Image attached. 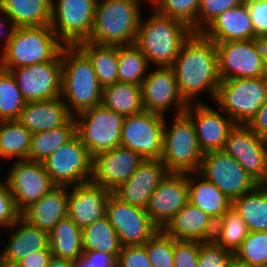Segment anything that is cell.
<instances>
[{"label": "cell", "instance_id": "f6af8a7d", "mask_svg": "<svg viewBox=\"0 0 267 267\" xmlns=\"http://www.w3.org/2000/svg\"><path fill=\"white\" fill-rule=\"evenodd\" d=\"M244 2V0H200L197 33H201L221 13Z\"/></svg>", "mask_w": 267, "mask_h": 267}, {"label": "cell", "instance_id": "8fae6325", "mask_svg": "<svg viewBox=\"0 0 267 267\" xmlns=\"http://www.w3.org/2000/svg\"><path fill=\"white\" fill-rule=\"evenodd\" d=\"M198 173L216 185L232 201L259 184L224 150L204 153Z\"/></svg>", "mask_w": 267, "mask_h": 267}, {"label": "cell", "instance_id": "4dcf8cb0", "mask_svg": "<svg viewBox=\"0 0 267 267\" xmlns=\"http://www.w3.org/2000/svg\"><path fill=\"white\" fill-rule=\"evenodd\" d=\"M104 107L122 115H135L144 111L141 85L117 82L102 88Z\"/></svg>", "mask_w": 267, "mask_h": 267}, {"label": "cell", "instance_id": "e575fe53", "mask_svg": "<svg viewBox=\"0 0 267 267\" xmlns=\"http://www.w3.org/2000/svg\"><path fill=\"white\" fill-rule=\"evenodd\" d=\"M76 135V122L72 117L66 124L45 132L33 133L28 160L43 162L48 156Z\"/></svg>", "mask_w": 267, "mask_h": 267}, {"label": "cell", "instance_id": "6da1fadb", "mask_svg": "<svg viewBox=\"0 0 267 267\" xmlns=\"http://www.w3.org/2000/svg\"><path fill=\"white\" fill-rule=\"evenodd\" d=\"M171 67L179 92L188 104L199 103L196 98L203 91L215 99L221 81L215 42L202 33H192Z\"/></svg>", "mask_w": 267, "mask_h": 267}, {"label": "cell", "instance_id": "ee69618b", "mask_svg": "<svg viewBox=\"0 0 267 267\" xmlns=\"http://www.w3.org/2000/svg\"><path fill=\"white\" fill-rule=\"evenodd\" d=\"M234 253L214 240L200 242L197 267H230Z\"/></svg>", "mask_w": 267, "mask_h": 267}, {"label": "cell", "instance_id": "f907efd6", "mask_svg": "<svg viewBox=\"0 0 267 267\" xmlns=\"http://www.w3.org/2000/svg\"><path fill=\"white\" fill-rule=\"evenodd\" d=\"M74 262L75 267H117V260L111 254L99 251H83Z\"/></svg>", "mask_w": 267, "mask_h": 267}, {"label": "cell", "instance_id": "7402d4cb", "mask_svg": "<svg viewBox=\"0 0 267 267\" xmlns=\"http://www.w3.org/2000/svg\"><path fill=\"white\" fill-rule=\"evenodd\" d=\"M167 173L161 160H145L112 193L122 202L146 209L151 195Z\"/></svg>", "mask_w": 267, "mask_h": 267}, {"label": "cell", "instance_id": "4316f807", "mask_svg": "<svg viewBox=\"0 0 267 267\" xmlns=\"http://www.w3.org/2000/svg\"><path fill=\"white\" fill-rule=\"evenodd\" d=\"M201 33L215 43L255 39L247 4L221 13Z\"/></svg>", "mask_w": 267, "mask_h": 267}, {"label": "cell", "instance_id": "ba28073f", "mask_svg": "<svg viewBox=\"0 0 267 267\" xmlns=\"http://www.w3.org/2000/svg\"><path fill=\"white\" fill-rule=\"evenodd\" d=\"M74 119L76 135L92 157L120 146L122 115L100 104L74 116Z\"/></svg>", "mask_w": 267, "mask_h": 267}, {"label": "cell", "instance_id": "e0dca14e", "mask_svg": "<svg viewBox=\"0 0 267 267\" xmlns=\"http://www.w3.org/2000/svg\"><path fill=\"white\" fill-rule=\"evenodd\" d=\"M149 73V74H148ZM142 104L145 111L165 115L172 105L177 108L176 115L185 113L188 103L181 96L172 67H158L147 72L141 85Z\"/></svg>", "mask_w": 267, "mask_h": 267}, {"label": "cell", "instance_id": "816d5d0a", "mask_svg": "<svg viewBox=\"0 0 267 267\" xmlns=\"http://www.w3.org/2000/svg\"><path fill=\"white\" fill-rule=\"evenodd\" d=\"M52 257L50 246L46 249L32 252L18 261L13 267H47Z\"/></svg>", "mask_w": 267, "mask_h": 267}, {"label": "cell", "instance_id": "8992f818", "mask_svg": "<svg viewBox=\"0 0 267 267\" xmlns=\"http://www.w3.org/2000/svg\"><path fill=\"white\" fill-rule=\"evenodd\" d=\"M203 155L194 122L186 113L176 115L169 129L164 120L163 153L160 160L168 172L196 174Z\"/></svg>", "mask_w": 267, "mask_h": 267}, {"label": "cell", "instance_id": "c3c4849f", "mask_svg": "<svg viewBox=\"0 0 267 267\" xmlns=\"http://www.w3.org/2000/svg\"><path fill=\"white\" fill-rule=\"evenodd\" d=\"M116 263L117 267H152L145 245L122 247Z\"/></svg>", "mask_w": 267, "mask_h": 267}, {"label": "cell", "instance_id": "4fadbf2b", "mask_svg": "<svg viewBox=\"0 0 267 267\" xmlns=\"http://www.w3.org/2000/svg\"><path fill=\"white\" fill-rule=\"evenodd\" d=\"M221 80L266 77L259 39L215 43Z\"/></svg>", "mask_w": 267, "mask_h": 267}, {"label": "cell", "instance_id": "b9f144b4", "mask_svg": "<svg viewBox=\"0 0 267 267\" xmlns=\"http://www.w3.org/2000/svg\"><path fill=\"white\" fill-rule=\"evenodd\" d=\"M234 257L246 264L267 266V231H249Z\"/></svg>", "mask_w": 267, "mask_h": 267}, {"label": "cell", "instance_id": "6f0895ef", "mask_svg": "<svg viewBox=\"0 0 267 267\" xmlns=\"http://www.w3.org/2000/svg\"><path fill=\"white\" fill-rule=\"evenodd\" d=\"M230 267H261V266L246 264V263L240 262L234 257Z\"/></svg>", "mask_w": 267, "mask_h": 267}, {"label": "cell", "instance_id": "d4e9b609", "mask_svg": "<svg viewBox=\"0 0 267 267\" xmlns=\"http://www.w3.org/2000/svg\"><path fill=\"white\" fill-rule=\"evenodd\" d=\"M72 117L63 98L58 97L26 102L17 121L33 134L62 126Z\"/></svg>", "mask_w": 267, "mask_h": 267}, {"label": "cell", "instance_id": "d6986e66", "mask_svg": "<svg viewBox=\"0 0 267 267\" xmlns=\"http://www.w3.org/2000/svg\"><path fill=\"white\" fill-rule=\"evenodd\" d=\"M188 202L187 173L168 172L151 195L146 212L151 221L163 229Z\"/></svg>", "mask_w": 267, "mask_h": 267}, {"label": "cell", "instance_id": "5b68a950", "mask_svg": "<svg viewBox=\"0 0 267 267\" xmlns=\"http://www.w3.org/2000/svg\"><path fill=\"white\" fill-rule=\"evenodd\" d=\"M64 45L50 25L18 27L7 48L1 53L0 67L13 68L52 61Z\"/></svg>", "mask_w": 267, "mask_h": 267}, {"label": "cell", "instance_id": "277c9868", "mask_svg": "<svg viewBox=\"0 0 267 267\" xmlns=\"http://www.w3.org/2000/svg\"><path fill=\"white\" fill-rule=\"evenodd\" d=\"M139 2L142 0H97L88 41L99 45L134 44L142 18Z\"/></svg>", "mask_w": 267, "mask_h": 267}, {"label": "cell", "instance_id": "1f68e13d", "mask_svg": "<svg viewBox=\"0 0 267 267\" xmlns=\"http://www.w3.org/2000/svg\"><path fill=\"white\" fill-rule=\"evenodd\" d=\"M52 256L75 261L83 254L82 229L68 216L49 232Z\"/></svg>", "mask_w": 267, "mask_h": 267}, {"label": "cell", "instance_id": "ac0fdd59", "mask_svg": "<svg viewBox=\"0 0 267 267\" xmlns=\"http://www.w3.org/2000/svg\"><path fill=\"white\" fill-rule=\"evenodd\" d=\"M144 161L140 154L123 146L100 152L92 157L90 182L112 192L128 180Z\"/></svg>", "mask_w": 267, "mask_h": 267}, {"label": "cell", "instance_id": "f5cc1de1", "mask_svg": "<svg viewBox=\"0 0 267 267\" xmlns=\"http://www.w3.org/2000/svg\"><path fill=\"white\" fill-rule=\"evenodd\" d=\"M246 125L257 136L267 140V99Z\"/></svg>", "mask_w": 267, "mask_h": 267}, {"label": "cell", "instance_id": "cb8c5ba5", "mask_svg": "<svg viewBox=\"0 0 267 267\" xmlns=\"http://www.w3.org/2000/svg\"><path fill=\"white\" fill-rule=\"evenodd\" d=\"M215 227L216 221L211 216L188 202L163 230L175 240L204 242L213 240Z\"/></svg>", "mask_w": 267, "mask_h": 267}, {"label": "cell", "instance_id": "83f0119b", "mask_svg": "<svg viewBox=\"0 0 267 267\" xmlns=\"http://www.w3.org/2000/svg\"><path fill=\"white\" fill-rule=\"evenodd\" d=\"M68 191L67 186H54L26 208L21 217L30 225L50 232L60 220L68 216Z\"/></svg>", "mask_w": 267, "mask_h": 267}, {"label": "cell", "instance_id": "52a82bcc", "mask_svg": "<svg viewBox=\"0 0 267 267\" xmlns=\"http://www.w3.org/2000/svg\"><path fill=\"white\" fill-rule=\"evenodd\" d=\"M267 99V77L221 80L214 101L236 124L246 125Z\"/></svg>", "mask_w": 267, "mask_h": 267}, {"label": "cell", "instance_id": "60d3db41", "mask_svg": "<svg viewBox=\"0 0 267 267\" xmlns=\"http://www.w3.org/2000/svg\"><path fill=\"white\" fill-rule=\"evenodd\" d=\"M149 3L157 13L181 21L197 33L200 0H150Z\"/></svg>", "mask_w": 267, "mask_h": 267}, {"label": "cell", "instance_id": "2e32d148", "mask_svg": "<svg viewBox=\"0 0 267 267\" xmlns=\"http://www.w3.org/2000/svg\"><path fill=\"white\" fill-rule=\"evenodd\" d=\"M4 180L20 213L55 186L44 164L28 159L15 160Z\"/></svg>", "mask_w": 267, "mask_h": 267}, {"label": "cell", "instance_id": "9a60e30c", "mask_svg": "<svg viewBox=\"0 0 267 267\" xmlns=\"http://www.w3.org/2000/svg\"><path fill=\"white\" fill-rule=\"evenodd\" d=\"M105 216L117 232L122 247L144 245L159 230L146 209L122 202L113 193L107 200Z\"/></svg>", "mask_w": 267, "mask_h": 267}, {"label": "cell", "instance_id": "7dc6e473", "mask_svg": "<svg viewBox=\"0 0 267 267\" xmlns=\"http://www.w3.org/2000/svg\"><path fill=\"white\" fill-rule=\"evenodd\" d=\"M20 217L21 213L16 208L6 180H0V227L9 228Z\"/></svg>", "mask_w": 267, "mask_h": 267}, {"label": "cell", "instance_id": "8d00e7d4", "mask_svg": "<svg viewBox=\"0 0 267 267\" xmlns=\"http://www.w3.org/2000/svg\"><path fill=\"white\" fill-rule=\"evenodd\" d=\"M31 137L32 133L17 120L0 121V157L28 159Z\"/></svg>", "mask_w": 267, "mask_h": 267}, {"label": "cell", "instance_id": "f35d334b", "mask_svg": "<svg viewBox=\"0 0 267 267\" xmlns=\"http://www.w3.org/2000/svg\"><path fill=\"white\" fill-rule=\"evenodd\" d=\"M248 233L245 221L231 206L216 222L213 240L224 249L235 253Z\"/></svg>", "mask_w": 267, "mask_h": 267}, {"label": "cell", "instance_id": "11a10c76", "mask_svg": "<svg viewBox=\"0 0 267 267\" xmlns=\"http://www.w3.org/2000/svg\"><path fill=\"white\" fill-rule=\"evenodd\" d=\"M47 267H75V262L52 256L48 261Z\"/></svg>", "mask_w": 267, "mask_h": 267}, {"label": "cell", "instance_id": "ffe728a7", "mask_svg": "<svg viewBox=\"0 0 267 267\" xmlns=\"http://www.w3.org/2000/svg\"><path fill=\"white\" fill-rule=\"evenodd\" d=\"M223 150L236 159L258 183L263 179L267 140L257 136L247 125L236 124Z\"/></svg>", "mask_w": 267, "mask_h": 267}, {"label": "cell", "instance_id": "836d02e7", "mask_svg": "<svg viewBox=\"0 0 267 267\" xmlns=\"http://www.w3.org/2000/svg\"><path fill=\"white\" fill-rule=\"evenodd\" d=\"M232 206L251 232L267 231V188L257 186L232 201Z\"/></svg>", "mask_w": 267, "mask_h": 267}, {"label": "cell", "instance_id": "3957f363", "mask_svg": "<svg viewBox=\"0 0 267 267\" xmlns=\"http://www.w3.org/2000/svg\"><path fill=\"white\" fill-rule=\"evenodd\" d=\"M192 33L186 24L154 10L146 22L140 19L134 44L147 57L149 64L154 62L158 67H171Z\"/></svg>", "mask_w": 267, "mask_h": 267}, {"label": "cell", "instance_id": "db71d44e", "mask_svg": "<svg viewBox=\"0 0 267 267\" xmlns=\"http://www.w3.org/2000/svg\"><path fill=\"white\" fill-rule=\"evenodd\" d=\"M0 13L2 14V16L0 17V18H2V19H0V20H2V21H0V39H1V37L4 38V36H5L4 47L2 49V52H3L7 48L10 40L13 38L14 32L17 30L18 27L6 15V13L4 12V9L2 8L1 4H0ZM3 18H4V22H5V19H6V21H8L7 23H10V26H11V27L8 26L9 27V30H8V28H6V31L5 32L3 30H1V28L3 29L4 28V25L6 24V23H3Z\"/></svg>", "mask_w": 267, "mask_h": 267}, {"label": "cell", "instance_id": "30bf717a", "mask_svg": "<svg viewBox=\"0 0 267 267\" xmlns=\"http://www.w3.org/2000/svg\"><path fill=\"white\" fill-rule=\"evenodd\" d=\"M42 163L55 186L73 187L91 180L92 156L77 135Z\"/></svg>", "mask_w": 267, "mask_h": 267}, {"label": "cell", "instance_id": "7bdbcfd3", "mask_svg": "<svg viewBox=\"0 0 267 267\" xmlns=\"http://www.w3.org/2000/svg\"><path fill=\"white\" fill-rule=\"evenodd\" d=\"M152 267H174L173 238L159 229L145 244Z\"/></svg>", "mask_w": 267, "mask_h": 267}, {"label": "cell", "instance_id": "7c38bea8", "mask_svg": "<svg viewBox=\"0 0 267 267\" xmlns=\"http://www.w3.org/2000/svg\"><path fill=\"white\" fill-rule=\"evenodd\" d=\"M164 117L145 110L124 117L120 146L137 152L145 160H160L163 153Z\"/></svg>", "mask_w": 267, "mask_h": 267}, {"label": "cell", "instance_id": "f546056e", "mask_svg": "<svg viewBox=\"0 0 267 267\" xmlns=\"http://www.w3.org/2000/svg\"><path fill=\"white\" fill-rule=\"evenodd\" d=\"M17 27L50 25L52 0H0Z\"/></svg>", "mask_w": 267, "mask_h": 267}, {"label": "cell", "instance_id": "9f6ffc18", "mask_svg": "<svg viewBox=\"0 0 267 267\" xmlns=\"http://www.w3.org/2000/svg\"><path fill=\"white\" fill-rule=\"evenodd\" d=\"M259 41L263 53L264 72L267 77V36L259 38Z\"/></svg>", "mask_w": 267, "mask_h": 267}, {"label": "cell", "instance_id": "bcb514c9", "mask_svg": "<svg viewBox=\"0 0 267 267\" xmlns=\"http://www.w3.org/2000/svg\"><path fill=\"white\" fill-rule=\"evenodd\" d=\"M199 241L175 240L173 238L174 267H197Z\"/></svg>", "mask_w": 267, "mask_h": 267}, {"label": "cell", "instance_id": "7a4b0ae2", "mask_svg": "<svg viewBox=\"0 0 267 267\" xmlns=\"http://www.w3.org/2000/svg\"><path fill=\"white\" fill-rule=\"evenodd\" d=\"M61 97L74 117L102 103V87L89 57L78 46L61 49Z\"/></svg>", "mask_w": 267, "mask_h": 267}, {"label": "cell", "instance_id": "44dd1931", "mask_svg": "<svg viewBox=\"0 0 267 267\" xmlns=\"http://www.w3.org/2000/svg\"><path fill=\"white\" fill-rule=\"evenodd\" d=\"M185 113L194 122L198 143L203 153L224 149L228 135L236 126L230 117L224 116L202 101L188 104Z\"/></svg>", "mask_w": 267, "mask_h": 267}, {"label": "cell", "instance_id": "74e56055", "mask_svg": "<svg viewBox=\"0 0 267 267\" xmlns=\"http://www.w3.org/2000/svg\"><path fill=\"white\" fill-rule=\"evenodd\" d=\"M149 66L147 57L135 44L118 46V82L142 85Z\"/></svg>", "mask_w": 267, "mask_h": 267}, {"label": "cell", "instance_id": "681fc988", "mask_svg": "<svg viewBox=\"0 0 267 267\" xmlns=\"http://www.w3.org/2000/svg\"><path fill=\"white\" fill-rule=\"evenodd\" d=\"M250 14L255 39L267 36V0L245 1Z\"/></svg>", "mask_w": 267, "mask_h": 267}, {"label": "cell", "instance_id": "603a6c76", "mask_svg": "<svg viewBox=\"0 0 267 267\" xmlns=\"http://www.w3.org/2000/svg\"><path fill=\"white\" fill-rule=\"evenodd\" d=\"M111 193L92 182L69 187L68 217L81 229L102 219L106 215V203Z\"/></svg>", "mask_w": 267, "mask_h": 267}, {"label": "cell", "instance_id": "ab89813d", "mask_svg": "<svg viewBox=\"0 0 267 267\" xmlns=\"http://www.w3.org/2000/svg\"><path fill=\"white\" fill-rule=\"evenodd\" d=\"M25 103L13 74L0 67V121L17 120Z\"/></svg>", "mask_w": 267, "mask_h": 267}, {"label": "cell", "instance_id": "484cf974", "mask_svg": "<svg viewBox=\"0 0 267 267\" xmlns=\"http://www.w3.org/2000/svg\"><path fill=\"white\" fill-rule=\"evenodd\" d=\"M10 227H15L17 231L13 232L7 246L0 253V267H13L28 254L49 247V232L30 225L22 217Z\"/></svg>", "mask_w": 267, "mask_h": 267}, {"label": "cell", "instance_id": "d6a6232c", "mask_svg": "<svg viewBox=\"0 0 267 267\" xmlns=\"http://www.w3.org/2000/svg\"><path fill=\"white\" fill-rule=\"evenodd\" d=\"M91 60L102 88L118 82V46L99 45L89 41L77 45Z\"/></svg>", "mask_w": 267, "mask_h": 267}, {"label": "cell", "instance_id": "5bb4252c", "mask_svg": "<svg viewBox=\"0 0 267 267\" xmlns=\"http://www.w3.org/2000/svg\"><path fill=\"white\" fill-rule=\"evenodd\" d=\"M26 102L46 101L61 97V52L49 62L13 68L10 71Z\"/></svg>", "mask_w": 267, "mask_h": 267}, {"label": "cell", "instance_id": "680465c9", "mask_svg": "<svg viewBox=\"0 0 267 267\" xmlns=\"http://www.w3.org/2000/svg\"><path fill=\"white\" fill-rule=\"evenodd\" d=\"M258 184H259V186L267 188V153H266V163H265L264 177Z\"/></svg>", "mask_w": 267, "mask_h": 267}, {"label": "cell", "instance_id": "9c48e42d", "mask_svg": "<svg viewBox=\"0 0 267 267\" xmlns=\"http://www.w3.org/2000/svg\"><path fill=\"white\" fill-rule=\"evenodd\" d=\"M97 0H52L50 26L64 46L88 41Z\"/></svg>", "mask_w": 267, "mask_h": 267}, {"label": "cell", "instance_id": "f1b7e54d", "mask_svg": "<svg viewBox=\"0 0 267 267\" xmlns=\"http://www.w3.org/2000/svg\"><path fill=\"white\" fill-rule=\"evenodd\" d=\"M191 174L192 172L187 173L189 202L206 212L217 222L232 206V200L212 182L200 174L198 176V172L196 179ZM198 179H200L199 182Z\"/></svg>", "mask_w": 267, "mask_h": 267}, {"label": "cell", "instance_id": "d590c367", "mask_svg": "<svg viewBox=\"0 0 267 267\" xmlns=\"http://www.w3.org/2000/svg\"><path fill=\"white\" fill-rule=\"evenodd\" d=\"M83 251H99L111 254L116 260L122 249L119 236L107 217L82 229Z\"/></svg>", "mask_w": 267, "mask_h": 267}]
</instances>
